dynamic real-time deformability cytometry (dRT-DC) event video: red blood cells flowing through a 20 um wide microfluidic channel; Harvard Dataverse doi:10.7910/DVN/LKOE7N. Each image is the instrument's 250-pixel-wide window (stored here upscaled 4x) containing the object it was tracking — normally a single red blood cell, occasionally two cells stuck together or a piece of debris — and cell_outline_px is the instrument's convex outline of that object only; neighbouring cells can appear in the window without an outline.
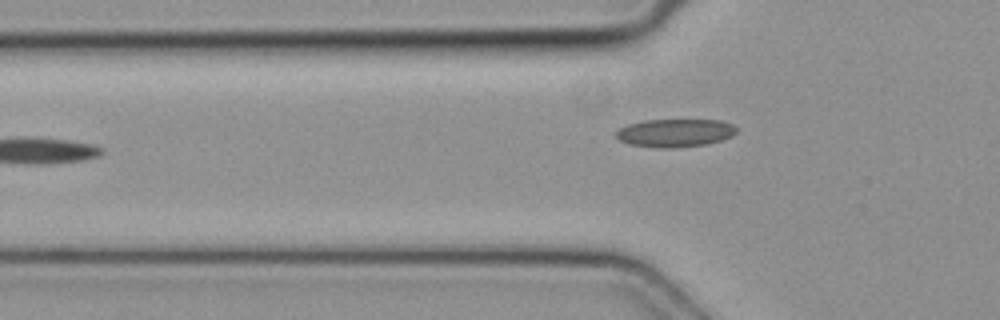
{"species": "common noctule bat (a hibernating species)", "species_latin": "Nyctalus noctula", "temperature_condition": "cold", "stored_images_in_passage": 5, "camera_frame_rate_fps": 3000, "um_per_image_px": 0.085, "animal": {"sex": "female", "body_mass_g": 19.3, "forearm_length_mm": 54.1}, "frame": {"image": 1, "passage_image": 4, "time_ms": 1.0, "image_size_px": [1000, 320], "cell_outline_px": [[736, 132], [732, 136], [708, 144], [672, 148], [660, 148], [628, 144], [620, 140], [616, 136], [616, 132], [620, 128], [628, 124], [644, 120], [720, 120], [732, 124], [736, 128]], "centroid_in_image_um": [57.37, 11.3], "position_along_channel_um": 68.4, "area_um2": 19.65}}
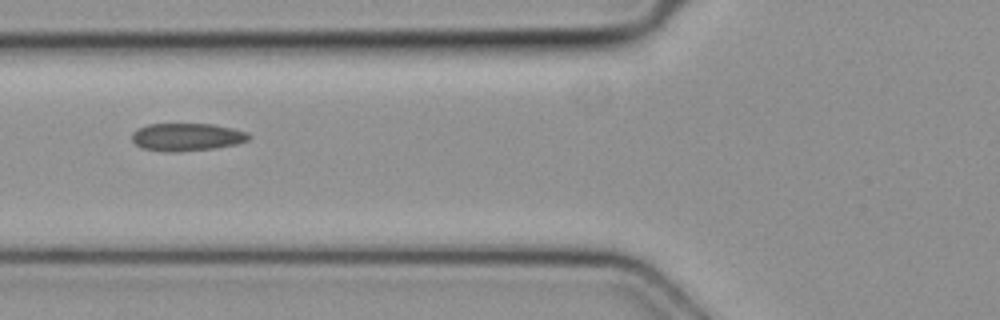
{"frame": {"image": 2, "passage_image": 5, "time_ms": 1.333, "image_size_px": [1000, 320], "cell_outline_px": [[252, 136], [248, 140], [236, 144], [216, 148], [176, 152], [172, 152], [144, 148], [136, 144], [132, 140], [132, 132], [136, 128], [148, 124], [212, 124], [232, 128], [248, 132]], "centroid_in_image_um": [15.9, 11.64], "position_along_channel_um": 109.9, "area_um2": 18.9}}